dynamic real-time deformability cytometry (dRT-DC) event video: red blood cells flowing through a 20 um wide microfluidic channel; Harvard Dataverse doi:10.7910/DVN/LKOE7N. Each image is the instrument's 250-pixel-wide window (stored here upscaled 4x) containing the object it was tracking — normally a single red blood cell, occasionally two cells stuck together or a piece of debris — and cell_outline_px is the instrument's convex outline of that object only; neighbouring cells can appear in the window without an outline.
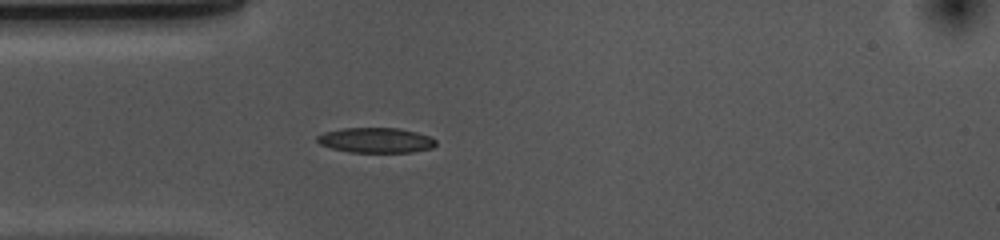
{"species": "common noctule bat (a hibernating species)", "species_latin": "Nyctalus noctula", "temperature_condition": "cold", "stored_images_in_passage": 40, "camera_frame_rate_fps": 3000, "um_per_image_px": 0.085, "animal": {"sex": "female", "body_mass_g": 10.0, "forearm_length_mm": 53.1}, "frame": {"image": 1, "passage_image": 1, "time_ms": 0.0, "image_size_px": [1000, 240], "cell_outline_px": [[436, 144], [432, 148], [412, 152], [352, 152], [332, 148], [320, 144], [316, 140], [316, 136], [324, 132], [344, 128], [400, 128], [416, 132], [428, 136], [436, 140]], "centroid_in_image_um": [31.95, 11.91], "position_along_channel_um": 53.1, "area_um2": 17.28}}
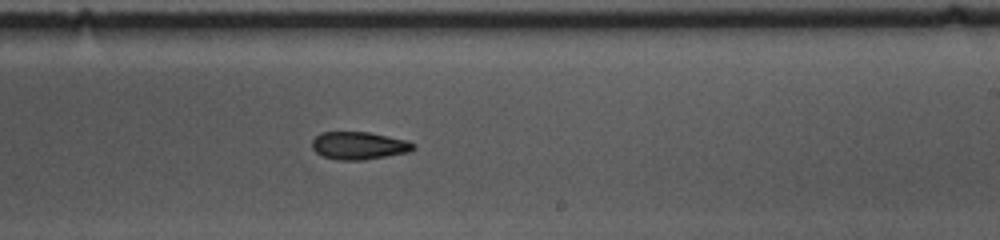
{"frame": {"image": 2, "passage_image": 18, "time_ms": 5.667, "image_size_px": [1000, 240], "cell_outline_px": [[416, 148], [412, 152], [364, 160], [336, 160], [324, 156], [316, 152], [312, 148], [312, 140], [320, 132], [368, 132], [408, 140], [416, 144]], "centroid_in_image_um": [30.56, 12.38], "position_along_channel_um": 258.4, "area_um2": 16.59}}
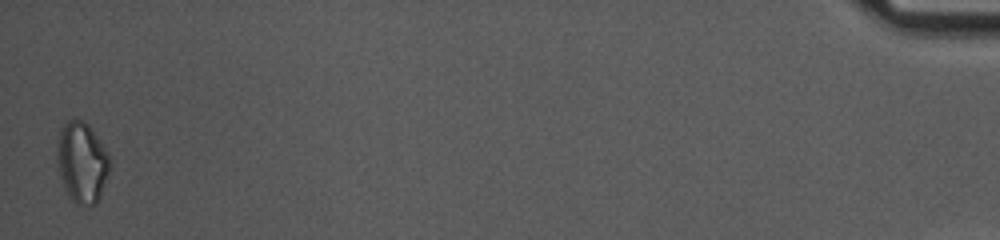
{"frame": {"image": 3, "passage_image": 40, "time_ms": 13.0, "image_size_px": [1000, 240], "cell_outline_px": [[112, 164], [100, 196], [96, 204], [76, 204], [68, 196], [60, 176], [56, 164], [56, 156], [60, 132], [64, 120], [84, 120], [88, 124], [108, 152]], "centroid_in_image_um": [6.97, 13.79], "position_along_channel_um": 428.2, "area_um2": 24.91}, "authors_computed_cell_mechanics": {"area_um2": 17.34, "velocity_mm_per_s": 3.683, "shape_relaxation_time_tau1_ms": 6.194, "shape_relaxation_time_tau2_ms": null, "deformation_change_tau1": 0.1427, "deformation_change_tau2": null}}